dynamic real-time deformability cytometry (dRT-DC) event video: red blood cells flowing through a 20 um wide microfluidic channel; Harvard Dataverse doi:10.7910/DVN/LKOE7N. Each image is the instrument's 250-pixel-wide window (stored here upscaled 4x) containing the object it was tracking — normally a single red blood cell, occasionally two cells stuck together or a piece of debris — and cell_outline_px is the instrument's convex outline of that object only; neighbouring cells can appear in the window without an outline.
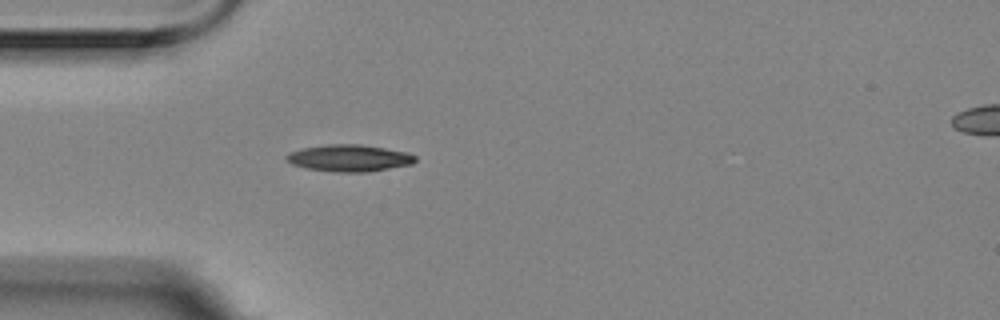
{"species": "Egyptian fruit bat (a non-hibernating species)", "species_latin": "Rousettus aegyptiacus", "temperature_condition": "room temperature", "stored_images_in_passage": 5, "segment_of_instrument_passage": [1, 2], "camera_frame_rate_fps": 3000, "um_per_image_px": 0.085, "animal": {"sex": "female"}, "frame": {"image": 1, "passage_image": 4, "time_ms": 1.0, "image_size_px": [1000, 320], "cell_outline_px": [[416, 160], [412, 164], [368, 172], [332, 172], [308, 168], [292, 164], [284, 160], [284, 156], [288, 152], [304, 148], [328, 144], [360, 144], [408, 152], [416, 156]], "centroid_in_image_um": [29.67, 13.44], "position_along_channel_um": 55.3, "area_um2": 20.23}}